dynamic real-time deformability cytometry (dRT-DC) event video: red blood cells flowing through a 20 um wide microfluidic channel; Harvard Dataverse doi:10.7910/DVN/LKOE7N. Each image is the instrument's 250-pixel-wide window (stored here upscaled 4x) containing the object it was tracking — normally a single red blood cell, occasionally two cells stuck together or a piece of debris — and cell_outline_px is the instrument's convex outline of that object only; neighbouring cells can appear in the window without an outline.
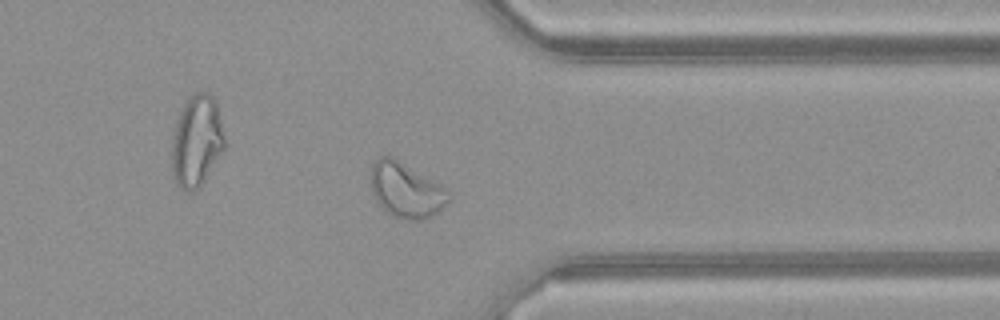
{"species": "common noctule bat (a hibernating species)", "species_latin": "Nyctalus noctula", "temperature_condition": "warm", "stored_images_in_passage": 38, "camera_frame_rate_fps": 3000, "um_per_image_px": 0.085, "animal": {"sex": "female", "body_mass_g": 21.9}, "frame": {"image": 1, "passage_image": 27, "time_ms": 8.667, "image_size_px": [1000, 320], "cell_outline_px": [[452, 196], [448, 204], [436, 212], [420, 220], [408, 220], [392, 216], [376, 200], [372, 192], [368, 172], [372, 164], [380, 156], [388, 152], [440, 184], [452, 192]], "centroid_in_image_um": [34.49, 16.1], "position_along_channel_um": 376.9, "area_um2": 25.61}, "authors_computed_cell_mechanics": {"area_um2": 22.9177, "velocity_mm_per_s": 4.1218, "shape_relaxation_time_tau1_ms": null, "shape_relaxation_time_tau2_ms": 1.9527, "deformation_change_tau1": null, "deformation_change_tau2": 0.0942}}